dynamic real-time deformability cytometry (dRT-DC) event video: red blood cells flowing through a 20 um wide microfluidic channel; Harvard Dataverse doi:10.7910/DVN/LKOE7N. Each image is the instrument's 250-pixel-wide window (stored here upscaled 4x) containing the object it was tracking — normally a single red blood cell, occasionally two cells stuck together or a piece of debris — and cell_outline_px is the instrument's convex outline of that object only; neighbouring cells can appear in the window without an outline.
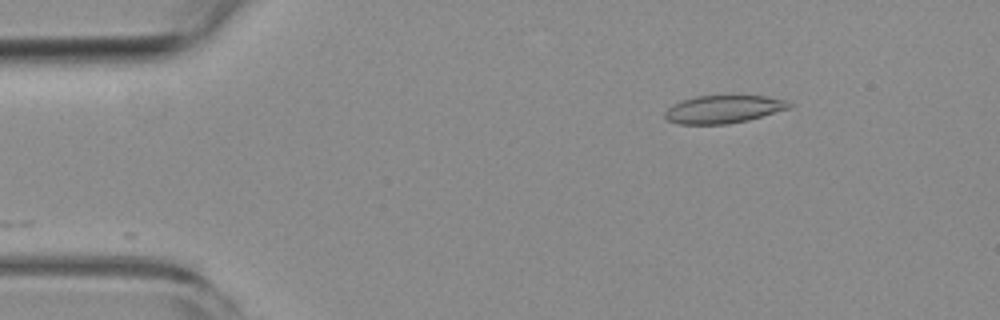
{"species": "common noctule bat (a hibernating species)", "species_latin": "Nyctalus noctula", "temperature_condition": "room temperature", "stored_images_in_passage": 23, "camera_frame_rate_fps": 3000, "um_per_image_px": 0.085, "animal": {"sex": "female", "body_mass_g": 19.3, "forearm_length_mm": 54.1}, "frame": {"image": 1, "passage_image": 1, "time_ms": 0.0, "image_size_px": [1000, 320], "cell_outline_px": [[792, 108], [748, 120], [728, 124], [676, 124], [668, 120], [664, 116], [664, 112], [672, 104], [696, 96], [764, 96], [784, 100], [792, 104]], "centroid_in_image_um": [61.48, 9.29], "position_along_channel_um": 23.5, "area_um2": 20.11}}
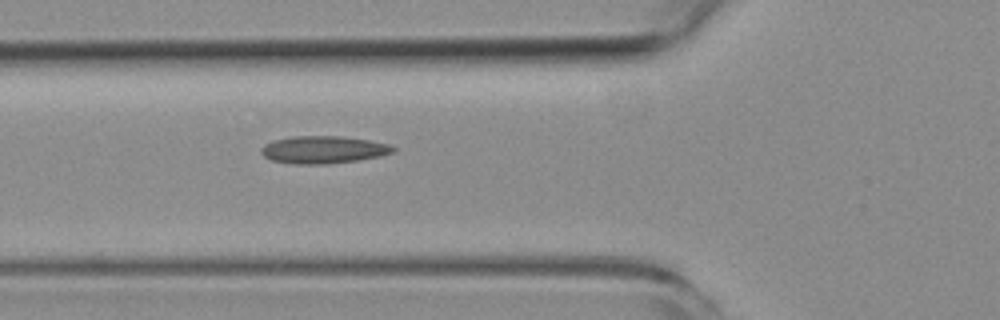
{"frame": {"image": 2, "passage_image": 13, "time_ms": 4.0, "image_size_px": [1000, 320], "cell_outline_px": [[396, 148], [392, 152], [380, 156], [356, 160], [328, 164], [292, 164], [272, 160], [264, 156], [260, 152], [260, 148], [264, 144], [272, 140], [292, 136], [340, 136], [368, 140], [388, 144]], "centroid_in_image_um": [27.42, 12.72], "position_along_channel_um": 98.4, "area_um2": 21.1}}
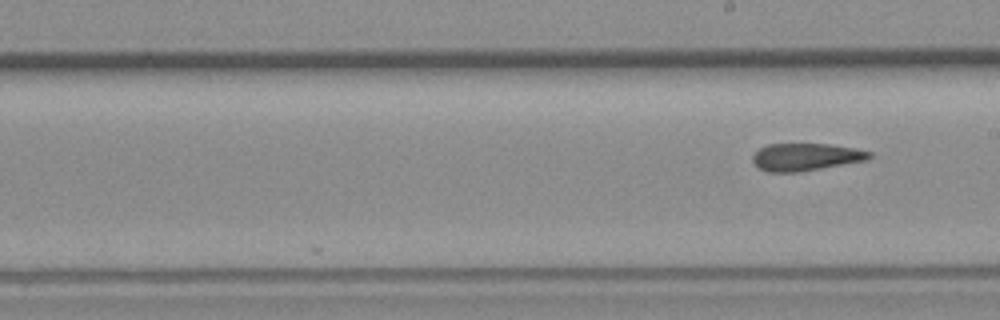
{"frame": {"image": 3, "passage_image": 23, "time_ms": 7.333, "image_size_px": [1000, 320], "cell_outline_px": [[872, 156], [868, 160], [800, 172], [768, 172], [756, 168], [752, 160], [752, 156], [760, 148], [768, 144], [828, 144], [852, 148], [872, 152]], "centroid_in_image_um": [68.46, 13.35], "position_along_channel_um": 220.5, "area_um2": 18.73}}